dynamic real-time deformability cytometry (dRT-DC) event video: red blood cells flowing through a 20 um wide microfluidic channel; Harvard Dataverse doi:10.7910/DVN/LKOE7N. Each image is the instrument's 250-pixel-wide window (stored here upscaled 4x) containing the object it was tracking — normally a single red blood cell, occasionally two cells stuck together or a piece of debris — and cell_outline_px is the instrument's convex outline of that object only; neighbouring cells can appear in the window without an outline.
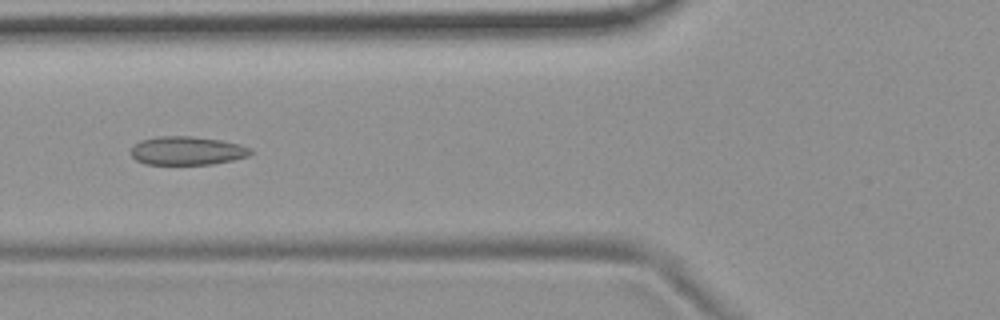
{"species": "common noctule bat (a hibernating species)", "species_latin": "Nyctalus noctula", "temperature_condition": "room temperature", "stored_images_in_passage": 6, "camera_frame_rate_fps": 3000, "um_per_image_px": 0.085, "animal": {"sex": "female", "body_mass_g": 19.9}, "frame": {"image": 1, "passage_image": 6, "time_ms": 6.0, "image_size_px": [1000, 320], "cell_outline_px": [[252, 152], [248, 156], [232, 160], [212, 164], [144, 164], [136, 160], [132, 156], [132, 148], [140, 140], [156, 136], [192, 136], [220, 140], [240, 144], [252, 148]], "centroid_in_image_um": [15.91, 12.8], "position_along_channel_um": 109.9, "area_um2": 19.88}}